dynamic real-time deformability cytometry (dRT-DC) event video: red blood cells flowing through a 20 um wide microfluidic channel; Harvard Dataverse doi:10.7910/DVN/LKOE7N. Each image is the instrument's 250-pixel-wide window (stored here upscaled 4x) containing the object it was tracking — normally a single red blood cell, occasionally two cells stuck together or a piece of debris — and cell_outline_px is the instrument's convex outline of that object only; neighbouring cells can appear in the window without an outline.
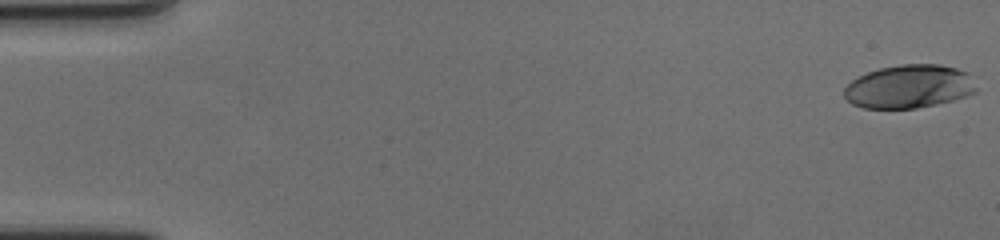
{"species": "human", "species_latin": "Homo sapiens", "temperature_condition": "cold", "stored_images_in_passage": 60, "camera_frame_rate_fps": 3000, "um_per_image_px": 0.085, "donor": {"sex": "female"}, "frame": {"image": 1, "passage_image": 1, "time_ms": 0.0, "image_size_px": [1000, 240], "cell_outline_px": [[976, 92], [952, 100], [936, 104], [916, 108], [864, 108], [852, 104], [844, 96], [844, 88], [852, 80], [868, 72], [880, 68], [900, 64], [940, 64], [956, 68], [968, 72], [976, 88]], "centroid_in_image_um": [77.27, 7.35], "position_along_channel_um": 7.7, "area_um2": 33.23}}
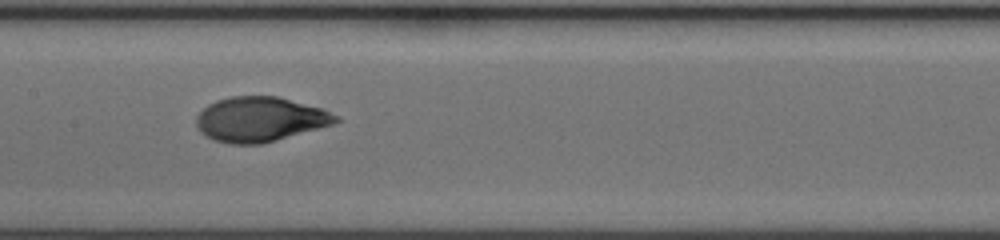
{"frame": {"image": 2, "passage_image": 31, "time_ms": 10.0, "image_size_px": [1000, 240], "cell_outline_px": [[340, 120], [332, 124], [276, 140], [260, 144], [228, 144], [216, 140], [200, 132], [196, 124], [196, 116], [208, 104], [216, 100], [232, 96], [276, 96], [320, 108], [340, 116]], "centroid_in_image_um": [22.07, 10.14], "position_along_channel_um": 185.3, "area_um2": 36.01}}
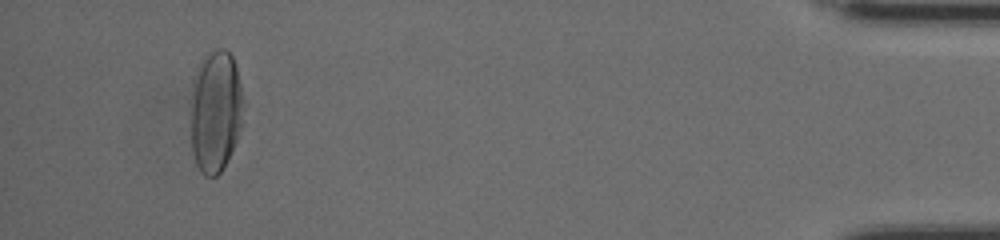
{"frame": {"image": 3, "passage_image": 57, "time_ms": 18.667, "image_size_px": [1000, 240], "cell_outline_px": [[244, 104], [240, 124], [236, 140], [220, 172], [216, 176], [204, 176], [200, 172], [196, 164], [192, 152], [192, 96], [196, 68], [204, 56], [208, 52], [216, 48], [224, 48], [232, 56], [236, 68], [240, 84]], "centroid_in_image_um": [18.31, 9.43], "position_along_channel_um": 416.9, "area_um2": 36.99}, "authors_computed_cell_mechanics": {"area_um2": 35.7493, "velocity_mm_per_s": 3.4797, "shape_relaxation_time_tau1_ms": 6.0565, "shape_relaxation_time_tau2_ms": 0.94, "deformation_change_tau1": 0.2391, "deformation_change_tau2": 0.0524}}